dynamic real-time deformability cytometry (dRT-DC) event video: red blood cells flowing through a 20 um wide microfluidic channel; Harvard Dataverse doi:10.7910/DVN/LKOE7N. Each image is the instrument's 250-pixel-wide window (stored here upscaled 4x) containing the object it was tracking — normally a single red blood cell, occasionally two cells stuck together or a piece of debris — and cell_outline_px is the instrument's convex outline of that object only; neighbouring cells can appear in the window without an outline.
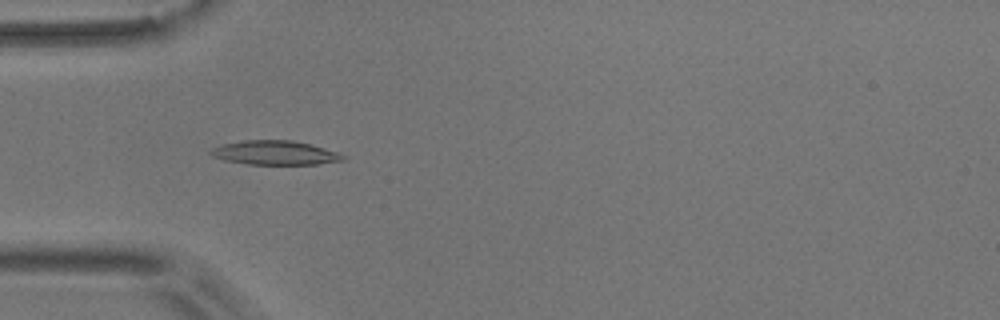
{"species": "common noctule bat (a hibernating species)", "species_latin": "Nyctalus noctula", "temperature_condition": "room temperature", "stored_images_in_passage": 41, "camera_frame_rate_fps": 3000, "um_per_image_px": 0.085, "animal": {"sex": "male", "body_mass_g": 17.9}, "frame": {"image": 1, "passage_image": 3, "time_ms": 0.667, "image_size_px": [1000, 320], "cell_outline_px": [[344, 160], [320, 164], [248, 164], [224, 160], [212, 156], [208, 152], [212, 148], [224, 144], [244, 140], [292, 140], [312, 144], [340, 152], [344, 156]], "centroid_in_image_um": [23.4, 12.98], "position_along_channel_um": 61.6, "area_um2": 18.67}}
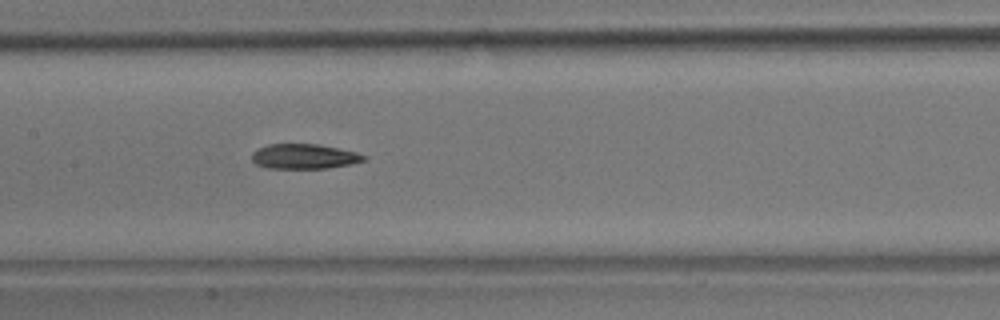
{"frame": {"image": 2, "passage_image": 13, "time_ms": 4.0, "image_size_px": [1000, 320], "cell_outline_px": [[368, 160], [352, 164], [328, 168], [268, 168], [256, 164], [252, 160], [252, 152], [268, 144], [316, 144], [356, 152], [368, 156]], "centroid_in_image_um": [25.89, 13.3], "position_along_channel_um": 181.5, "area_um2": 16.24}}
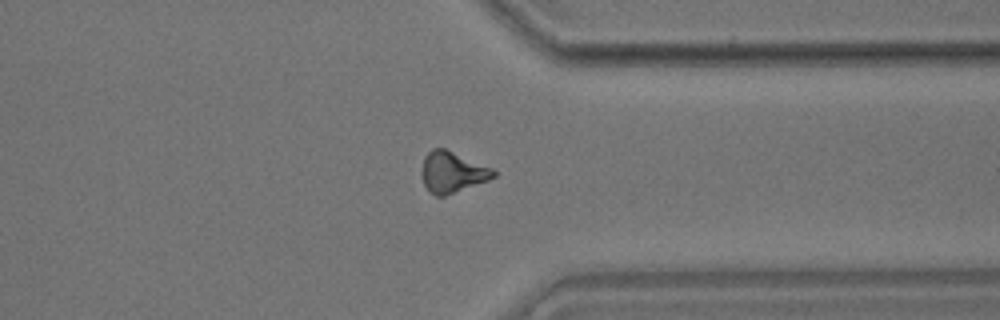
{"frame": {"image": 3, "passage_image": 29, "time_ms": 9.333, "image_size_px": [1000, 320], "cell_outline_px": [[496, 176], [488, 180], [444, 196], [436, 196], [428, 192], [424, 184], [424, 156], [432, 148], [444, 148], [492, 168], [496, 172]], "centroid_in_image_um": [38.46, 14.64], "position_along_channel_um": 372.9, "area_um2": 16.7}, "authors_computed_cell_mechanics": {"area_um2": 16.7042, "velocity_mm_per_s": 3.6383, "shape_relaxation_time_tau1_ms": 8.298, "shape_relaxation_time_tau2_ms": 9.7137, "deformation_change_tau1": 0.1838, "deformation_change_tau2": 0.2208}}